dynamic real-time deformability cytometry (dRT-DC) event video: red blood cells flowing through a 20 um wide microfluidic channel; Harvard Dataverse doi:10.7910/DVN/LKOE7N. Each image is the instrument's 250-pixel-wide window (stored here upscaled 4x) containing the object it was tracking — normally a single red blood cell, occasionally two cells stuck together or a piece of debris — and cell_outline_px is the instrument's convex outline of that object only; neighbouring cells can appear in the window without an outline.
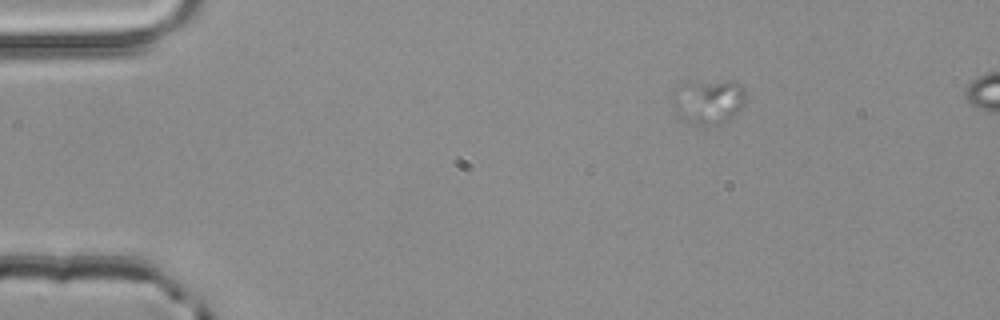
{"species": "common noctule bat (a hibernating species)", "species_latin": "Nyctalus noctula", "temperature_condition": "room temperature", "stored_images_in_passage": 4, "segment_of_instrument_passage": [1, 2], "camera_frame_rate_fps": 3000, "um_per_image_px": 0.085, "animal": {"sex": "male", "body_mass_g": 20.4}, "frame": {"image": 1, "passage_image": 2, "time_ms": 0.333, "image_size_px": [1000, 320], "cell_outline_px": [[748, 100], [728, 120], [720, 124], [700, 124], [684, 116], [680, 112], [696, 88], [704, 84], [732, 80], [740, 84], [744, 88], [748, 96]], "centroid_in_image_um": [60.78, 8.71], "position_along_channel_um": 24.2, "area_um2": 15.03}}
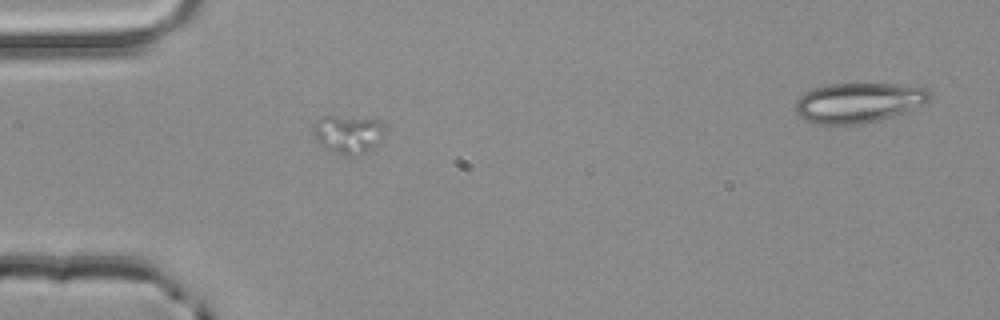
{"frame": {"image": 2, "passage_image": 3, "time_ms": 0.667, "image_size_px": [1000, 320], "cell_outline_px": [[388, 128], [364, 152], [356, 156], [344, 156], [324, 148], [316, 140], [312, 128], [316, 120], [320, 116], [332, 116], [384, 120]], "centroid_in_image_um": [29.55, 11.38], "position_along_channel_um": 55.4, "area_um2": 15.9}}